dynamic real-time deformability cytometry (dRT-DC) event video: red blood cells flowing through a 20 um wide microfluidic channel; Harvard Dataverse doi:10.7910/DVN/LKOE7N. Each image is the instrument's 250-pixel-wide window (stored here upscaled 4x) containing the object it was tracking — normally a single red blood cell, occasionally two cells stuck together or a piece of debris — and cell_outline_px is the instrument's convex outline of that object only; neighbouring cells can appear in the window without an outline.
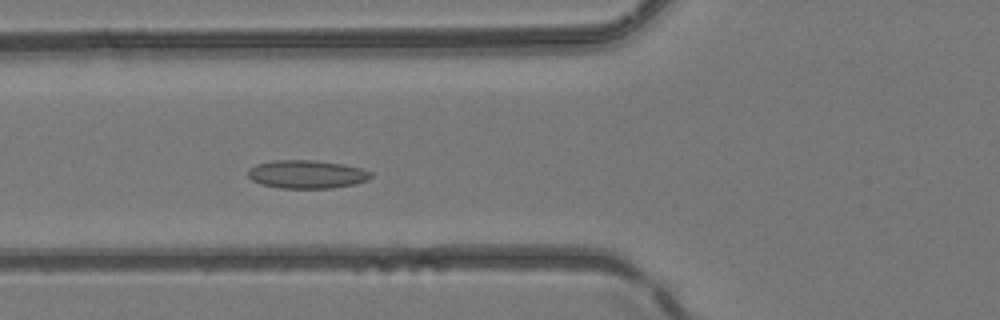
{"species": "common noctule bat (a hibernating species)", "species_latin": "Nyctalus noctula", "temperature_condition": "room temperature", "stored_images_in_passage": 50, "camera_frame_rate_fps": 3000, "um_per_image_px": 0.085, "animal": {"sex": "female", "body_mass_g": 24.6, "forearm_length_mm": 56.2}, "frame": {"image": 1, "passage_image": 19, "time_ms": 6.0, "image_size_px": [1000, 320], "cell_outline_px": [[372, 176], [368, 180], [352, 184], [332, 188], [280, 188], [260, 184], [252, 180], [248, 176], [248, 168], [256, 164], [272, 160], [316, 160], [344, 164], [360, 168], [372, 172]], "centroid_in_image_um": [26.05, 14.8], "position_along_channel_um": 99.7, "area_um2": 20.35}}
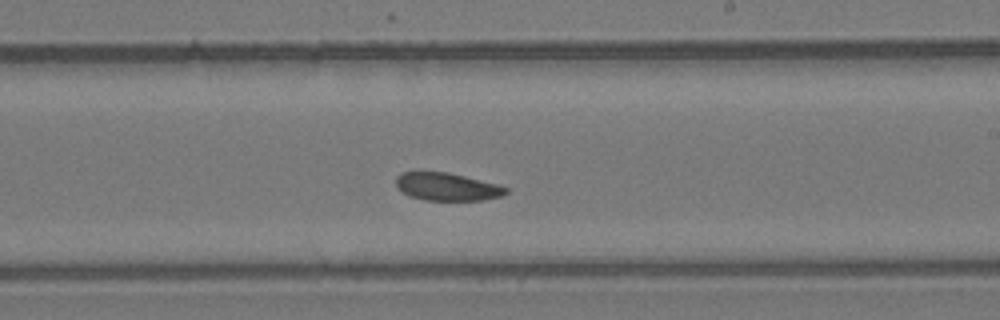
{"frame": {"image": 2, "passage_image": 30, "time_ms": 9.667, "image_size_px": [1000, 320], "cell_outline_px": [[508, 192], [504, 196], [484, 200], [424, 200], [408, 196], [396, 188], [396, 176], [400, 172], [448, 172], [496, 184], [508, 188]], "centroid_in_image_um": [37.97, 15.88], "position_along_channel_um": 251.0, "area_um2": 17.92}}
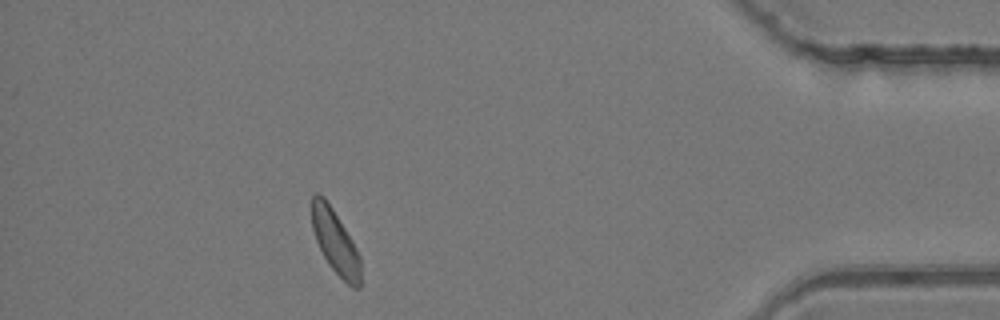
{"frame": {"image": 3, "passage_image": 45, "time_ms": 14.667, "image_size_px": [1000, 320], "cell_outline_px": [[360, 288], [352, 288], [328, 264], [316, 240], [312, 228], [312, 196], [316, 192], [320, 192], [324, 196], [332, 208], [352, 240], [360, 256]], "centroid_in_image_um": [28.49, 20.53], "position_along_channel_um": 406.7, "area_um2": 17.98}, "authors_computed_cell_mechanics": {"area_um2": 19.2185, "velocity_mm_per_s": 4.1221, "shape_relaxation_time_tau1_ms": null, "shape_relaxation_time_tau2_ms": 6.3781, "deformation_change_tau1": null, "deformation_change_tau2": 0.1082}}